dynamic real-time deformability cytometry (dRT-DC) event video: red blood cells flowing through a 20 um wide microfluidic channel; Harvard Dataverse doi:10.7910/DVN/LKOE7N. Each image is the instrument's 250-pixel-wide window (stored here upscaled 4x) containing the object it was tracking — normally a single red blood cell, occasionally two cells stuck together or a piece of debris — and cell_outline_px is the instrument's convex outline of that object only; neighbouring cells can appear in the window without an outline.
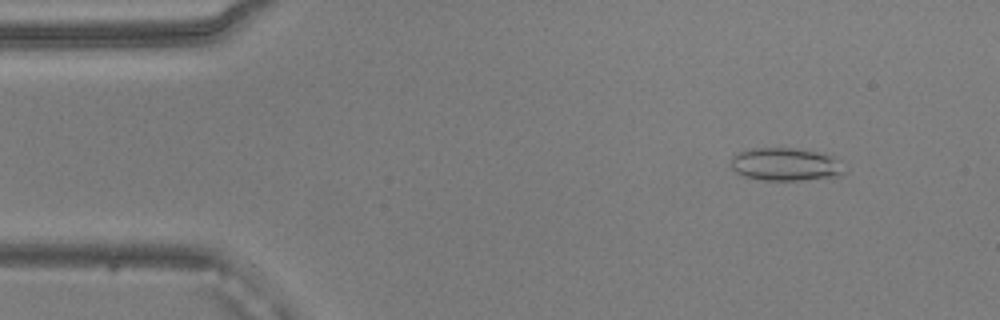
{"species": "common noctule bat (a hibernating species)", "species_latin": "Nyctalus noctula", "temperature_condition": "warm", "stored_images_in_passage": 52, "camera_frame_rate_fps": 3000, "um_per_image_px": 0.085, "animal": {"sex": "male", "body_mass_g": 20.5, "forearm_length_mm": 52.5}, "frame": {"image": 1, "passage_image": 5, "time_ms": 1.333, "image_size_px": [1000, 320], "cell_outline_px": [[848, 172], [840, 176], [800, 180], [764, 180], [744, 176], [736, 172], [732, 168], [732, 156], [740, 152], [752, 148], [796, 148], [824, 152], [840, 160]], "centroid_in_image_um": [66.86, 13.96], "position_along_channel_um": 18.1, "area_um2": 22.08}}
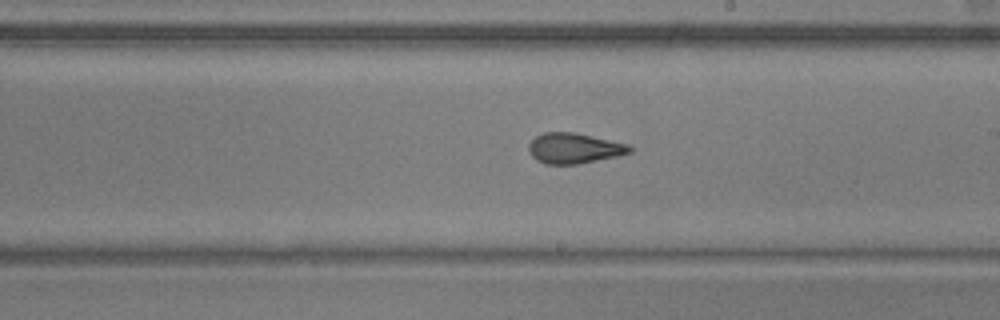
{"frame": {"image": 2, "passage_image": 28, "time_ms": 9.0, "image_size_px": [1000, 320], "cell_outline_px": [[632, 152], [616, 156], [580, 164], [544, 164], [536, 160], [532, 156], [528, 148], [528, 144], [536, 136], [544, 132], [572, 132], [592, 136], [628, 144], [632, 148]], "centroid_in_image_um": [48.78, 12.61], "position_along_channel_um": 240.2, "area_um2": 17.86}}
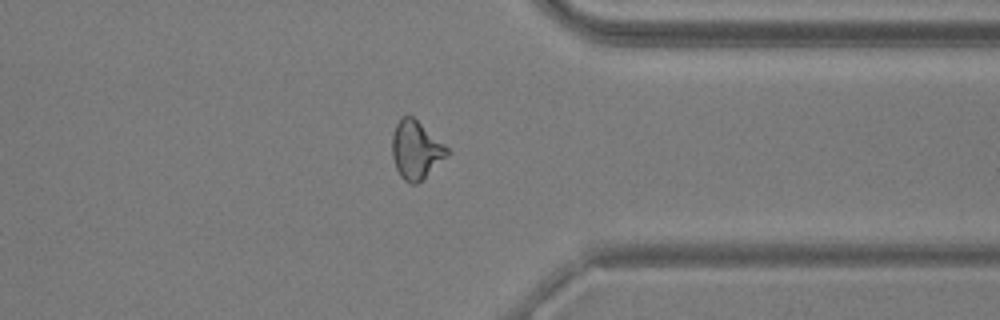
{"frame": {"image": 3, "passage_image": 39, "time_ms": 12.667, "image_size_px": [1000, 320], "cell_outline_px": [[452, 152], [448, 156], [416, 184], [412, 184], [404, 180], [400, 176], [396, 168], [392, 156], [392, 136], [396, 124], [404, 116], [412, 116], [444, 144]], "centroid_in_image_um": [35.36, 12.76], "position_along_channel_um": 376.0, "area_um2": 18.38}, "authors_computed_cell_mechanics": {"area_um2": 18.3804, "velocity_mm_per_s": 3.909, "shape_relaxation_time_tau1_ms": 4.4464, "shape_relaxation_time_tau2_ms": 2.0876, "deformation_change_tau1": 0.1514, "deformation_change_tau2": 0.101}}